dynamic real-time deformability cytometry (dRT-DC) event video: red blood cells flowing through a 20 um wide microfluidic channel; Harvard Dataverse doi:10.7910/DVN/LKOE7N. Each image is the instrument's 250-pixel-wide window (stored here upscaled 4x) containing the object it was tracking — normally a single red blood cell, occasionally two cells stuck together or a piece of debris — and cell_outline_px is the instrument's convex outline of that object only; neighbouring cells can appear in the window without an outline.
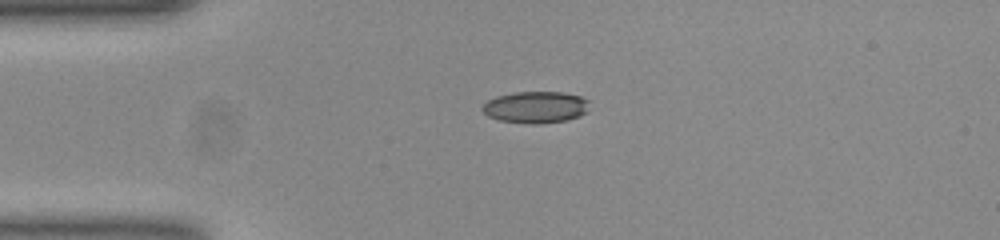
{"species": "common noctule bat (a hibernating species)", "species_latin": "Nyctalus noctula", "temperature_condition": "room temperature", "stored_images_in_passage": 41, "camera_frame_rate_fps": 3000, "um_per_image_px": 0.085, "animal": {"sex": "female", "body_mass_g": 23.0, "forearm_length_mm": 53.4}, "frame": {"image": 1, "passage_image": 1, "time_ms": 0.0, "image_size_px": [1000, 240], "cell_outline_px": [[588, 112], [580, 116], [568, 120], [536, 124], [532, 124], [500, 120], [488, 116], [480, 108], [488, 100], [496, 96], [512, 92], [564, 92], [580, 96], [588, 100]], "centroid_in_image_um": [45.55, 9.1], "position_along_channel_um": 39.5, "area_um2": 19.88}}
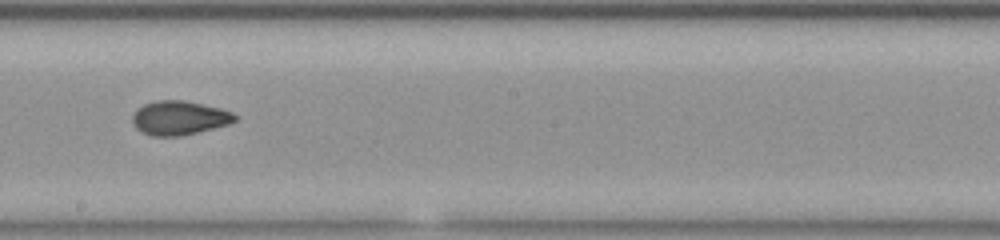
{"frame": {"image": 2, "passage_image": 18, "time_ms": 5.667, "image_size_px": [1000, 240], "cell_outline_px": [[236, 120], [228, 124], [180, 136], [152, 136], [136, 128], [132, 120], [132, 116], [136, 108], [144, 104], [156, 100], [184, 100], [220, 108], [232, 112], [236, 116]], "centroid_in_image_um": [15.21, 10.01], "position_along_channel_um": 233.0, "area_um2": 20.17}}
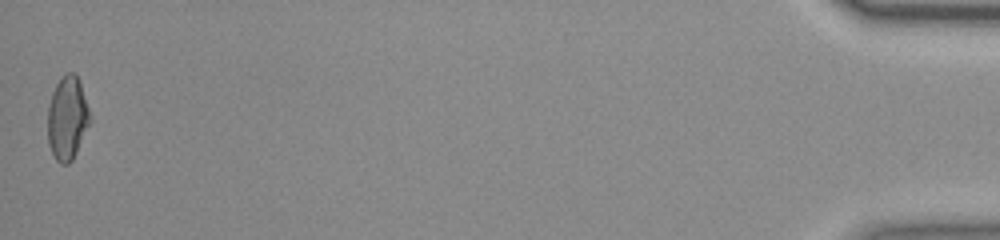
{"frame": {"image": 3, "passage_image": 41, "time_ms": 13.333, "image_size_px": [1000, 240], "cell_outline_px": [[92, 120], [72, 160], [68, 164], [60, 164], [56, 160], [48, 144], [48, 104], [52, 92], [60, 76], [68, 72], [76, 72], [80, 80], [92, 116]], "centroid_in_image_um": [5.74, 9.99], "position_along_channel_um": 429.5, "area_um2": 21.04}, "authors_computed_cell_mechanics": {"area_um2": 20.1144, "velocity_mm_per_s": 3.8775, "shape_relaxation_time_tau1_ms": null, "shape_relaxation_time_tau2_ms": 1.7086, "deformation_change_tau1": null, "deformation_change_tau2": 0.0691}}